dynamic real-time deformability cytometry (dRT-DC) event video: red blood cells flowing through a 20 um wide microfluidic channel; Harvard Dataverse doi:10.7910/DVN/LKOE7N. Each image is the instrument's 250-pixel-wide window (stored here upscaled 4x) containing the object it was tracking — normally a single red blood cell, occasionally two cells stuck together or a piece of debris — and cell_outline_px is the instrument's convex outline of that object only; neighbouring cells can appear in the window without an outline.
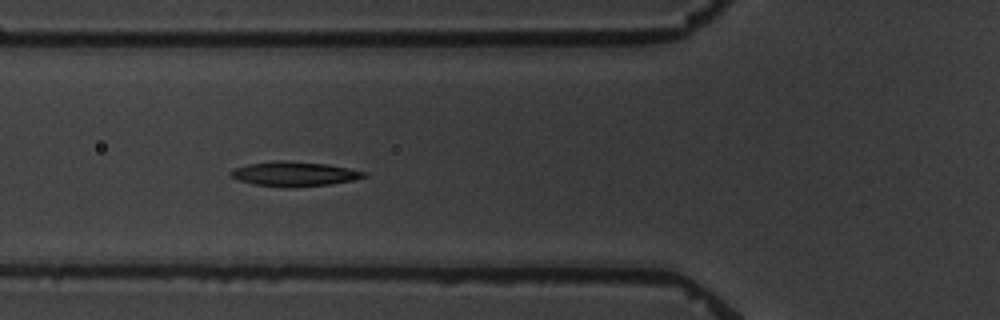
{"species": "common noctule bat (a hibernating species)", "species_latin": "Nyctalus noctula", "temperature_condition": "warm", "stored_images_in_passage": 7, "camera_frame_rate_fps": 3000, "um_per_image_px": 0.085, "animal": {"sex": "male", "body_mass_g": 19.5, "forearm_length_mm": 54.6}, "frame": {"image": 1, "passage_image": 5, "time_ms": 5.667, "image_size_px": [1000, 320], "cell_outline_px": [[368, 176], [352, 180], [328, 184], [288, 188], [252, 184], [228, 176], [228, 172], [236, 168], [248, 164], [272, 160], [288, 160], [328, 164], [368, 172]], "centroid_in_image_um": [24.99, 14.77], "position_along_channel_um": 100.8, "area_um2": 19.31}}
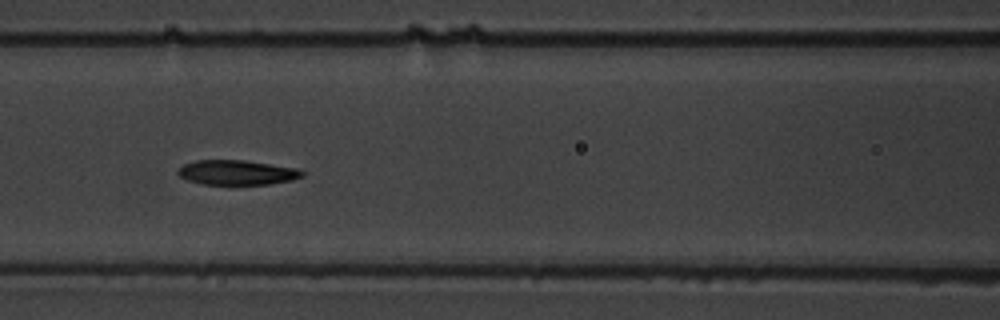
{"frame": {"image": 2, "passage_image": 6, "time_ms": 7.0, "image_size_px": [1000, 320], "cell_outline_px": [[304, 176], [292, 180], [268, 184], [204, 184], [188, 180], [180, 176], [176, 172], [184, 164], [196, 160], [244, 160], [300, 168], [304, 172]], "centroid_in_image_um": [20.19, 14.65], "position_along_channel_um": 146.4, "area_um2": 17.92}}
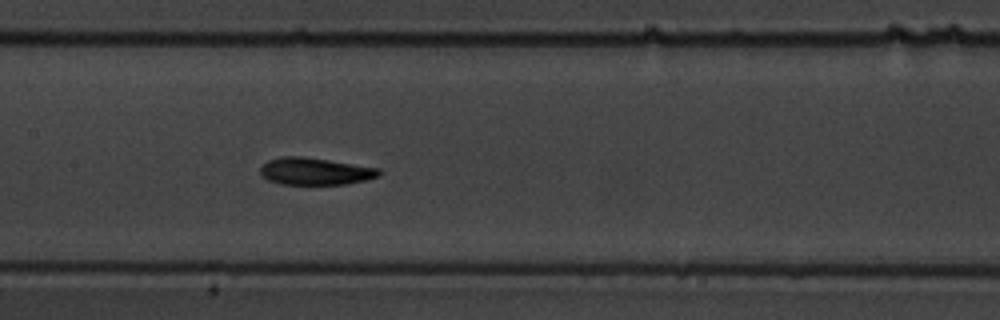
{"frame": {"image": 3, "passage_image": 7, "time_ms": 8.0, "image_size_px": [1000, 320], "cell_outline_px": [[384, 172], [380, 176], [368, 180], [344, 184], [280, 184], [268, 180], [260, 172], [260, 168], [268, 160], [280, 156], [304, 156], [380, 168]], "centroid_in_image_um": [26.84, 14.55], "position_along_channel_um": 180.6, "area_um2": 18.96}}